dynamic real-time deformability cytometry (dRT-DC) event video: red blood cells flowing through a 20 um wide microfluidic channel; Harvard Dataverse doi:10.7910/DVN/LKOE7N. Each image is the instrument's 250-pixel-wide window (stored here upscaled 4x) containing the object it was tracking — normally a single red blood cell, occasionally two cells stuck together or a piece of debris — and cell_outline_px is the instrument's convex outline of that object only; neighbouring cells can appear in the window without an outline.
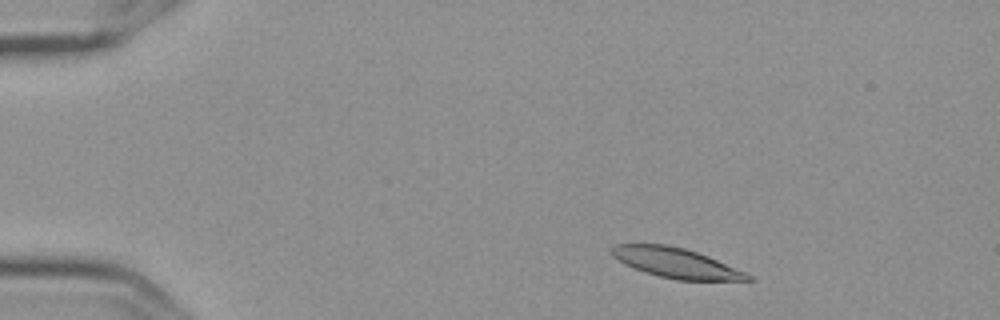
{"species": "Egyptian fruit bat (a non-hibernating species)", "species_latin": "Rousettus aegyptiacus", "temperature_condition": "cold", "stored_images_in_passage": 3, "camera_frame_rate_fps": 3000, "um_per_image_px": 0.085, "frame": {"image": 1, "passage_image": 1, "time_ms": 0.0, "image_size_px": [1000, 320], "cell_outline_px": [[752, 280], [676, 280], [644, 272], [624, 264], [612, 256], [608, 248], [616, 244], [664, 244], [684, 248], [708, 256], [744, 272], [752, 276]], "centroid_in_image_um": [57.38, 22.34], "position_along_channel_um": 27.6, "area_um2": 23.52}}